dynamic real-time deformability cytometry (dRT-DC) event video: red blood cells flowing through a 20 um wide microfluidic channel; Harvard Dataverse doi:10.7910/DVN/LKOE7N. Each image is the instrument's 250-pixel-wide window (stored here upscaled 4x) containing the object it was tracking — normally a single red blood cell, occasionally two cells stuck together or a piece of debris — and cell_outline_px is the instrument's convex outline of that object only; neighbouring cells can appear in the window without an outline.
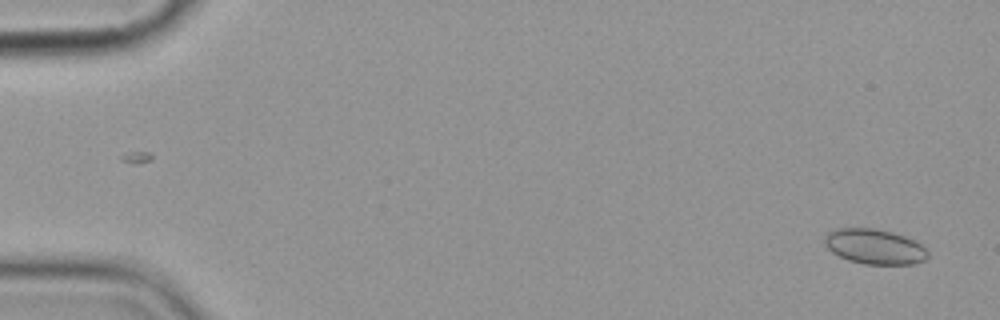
{"species": "common noctule bat (a hibernating species)", "species_latin": "Nyctalus noctula", "temperature_condition": "cold", "stored_images_in_passage": 2, "camera_frame_rate_fps": 3000, "um_per_image_px": 0.085, "animal": {"sex": "female", "body_mass_g": 19.9}, "frame": {"image": 1, "passage_image": 2, "time_ms": 1.333, "image_size_px": [1000, 320], "cell_outline_px": [[928, 256], [924, 260], [916, 264], [864, 264], [848, 260], [832, 252], [828, 248], [824, 240], [824, 236], [828, 232], [836, 228], [872, 228], [892, 232], [916, 240], [928, 252]], "centroid_in_image_um": [74.34, 20.96], "position_along_channel_um": 10.7, "area_um2": 21.1}}